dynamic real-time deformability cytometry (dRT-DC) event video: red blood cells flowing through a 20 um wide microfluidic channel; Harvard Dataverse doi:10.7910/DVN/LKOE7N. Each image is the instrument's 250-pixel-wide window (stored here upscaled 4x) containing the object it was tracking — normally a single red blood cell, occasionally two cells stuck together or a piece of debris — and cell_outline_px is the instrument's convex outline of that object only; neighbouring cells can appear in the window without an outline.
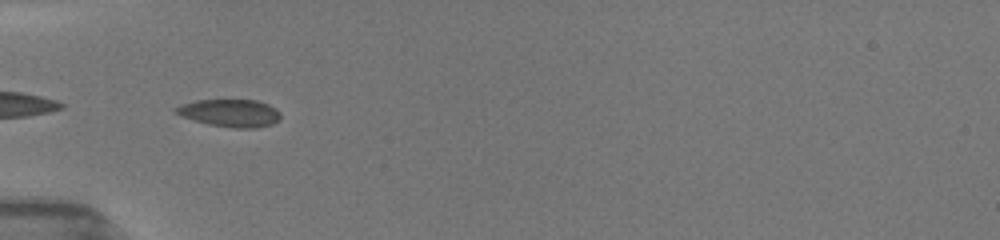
{"species": "common noctule bat (a hibernating species)", "species_latin": "Nyctalus noctula", "temperature_condition": "room temperature", "stored_images_in_passage": 18, "camera_frame_rate_fps": 3000, "um_per_image_px": 0.085, "animal": {"sex": "female", "body_mass_g": 19.5, "forearm_length_mm": 54.1}, "frame": {"image": 1, "passage_image": 1, "time_ms": 0.0, "image_size_px": [1000, 240], "cell_outline_px": [[280, 120], [272, 124], [256, 128], [232, 128], [208, 124], [180, 116], [172, 112], [172, 108], [196, 100], [256, 100], [268, 104], [276, 108], [280, 112]], "centroid_in_image_um": [19.54, 9.61], "position_along_channel_um": 65.5, "area_um2": 16.99}}
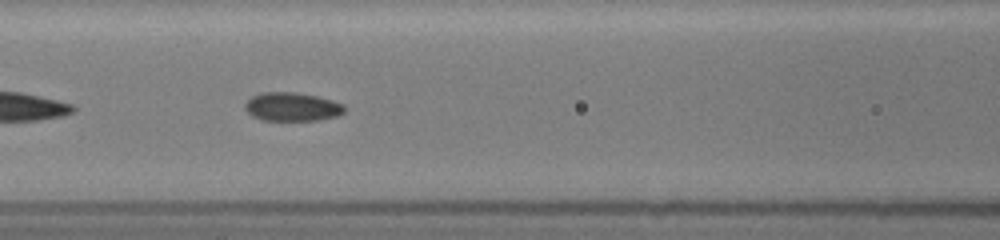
{"frame": {"image": 2, "passage_image": 6, "time_ms": 2.0, "image_size_px": [1000, 240], "cell_outline_px": [[344, 112], [340, 116], [320, 120], [264, 120], [252, 116], [244, 108], [244, 104], [252, 96], [260, 92], [296, 92], [316, 96], [332, 100], [344, 104]], "centroid_in_image_um": [24.84, 9.07], "position_along_channel_um": 141.8, "area_um2": 16.7}}